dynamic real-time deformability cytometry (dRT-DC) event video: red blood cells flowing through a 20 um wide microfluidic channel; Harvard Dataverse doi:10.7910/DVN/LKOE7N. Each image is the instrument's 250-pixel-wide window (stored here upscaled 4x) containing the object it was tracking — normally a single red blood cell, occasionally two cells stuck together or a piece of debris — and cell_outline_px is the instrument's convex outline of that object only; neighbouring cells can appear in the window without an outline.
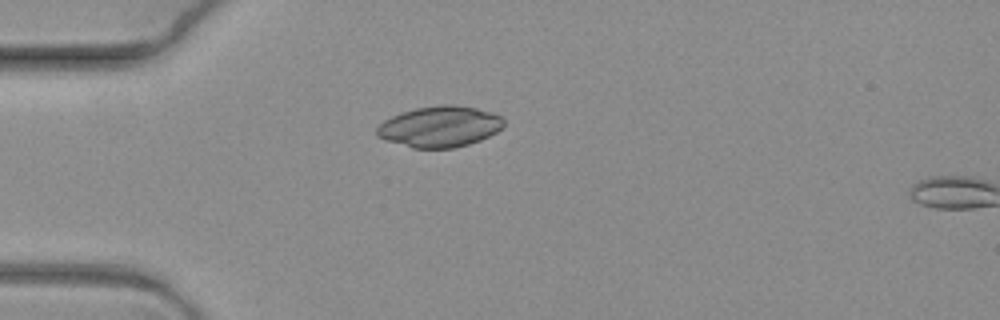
{"species": "common noctule bat (a hibernating species)", "species_latin": "Nyctalus noctula", "temperature_condition": "warm", "stored_images_in_passage": 2, "camera_frame_rate_fps": 3000, "um_per_image_px": 0.085, "animal": {"sex": "female", "body_mass_g": 19.3, "forearm_length_mm": 54.1}, "frame": {"image": 1, "passage_image": 1, "time_ms": 0.0, "image_size_px": [1000, 320], "cell_outline_px": [[504, 124], [496, 132], [480, 140], [468, 144], [452, 148], [412, 148], [384, 140], [376, 136], [376, 128], [384, 120], [392, 116], [416, 108], [444, 104], [456, 104], [476, 108], [492, 112], [500, 116], [504, 120]], "centroid_in_image_um": [37.36, 10.76], "position_along_channel_um": 47.6, "area_um2": 30.29}}